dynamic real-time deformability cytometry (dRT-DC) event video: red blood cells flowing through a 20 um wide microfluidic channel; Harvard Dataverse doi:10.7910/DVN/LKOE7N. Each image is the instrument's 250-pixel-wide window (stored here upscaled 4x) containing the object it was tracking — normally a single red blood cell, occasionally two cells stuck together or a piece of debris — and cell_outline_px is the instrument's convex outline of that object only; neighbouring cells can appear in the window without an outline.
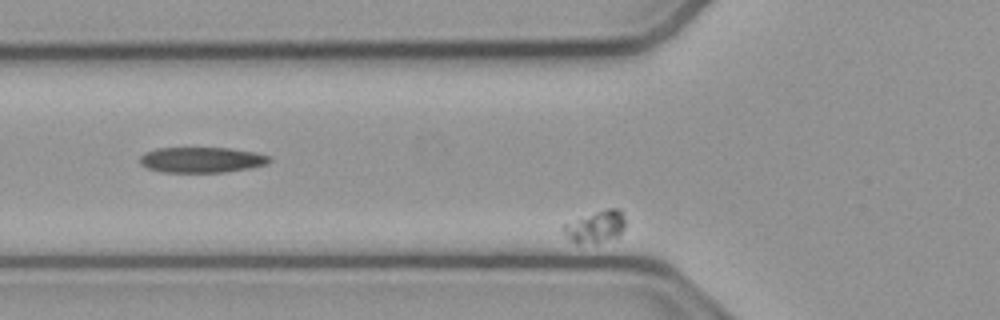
{"species": "common noctule bat (a hibernating species)", "species_latin": "Nyctalus noctula", "temperature_condition": "cold", "stored_images_in_passage": 35, "camera_frame_rate_fps": 3000, "um_per_image_px": 0.085, "animal": {"sex": "male", "body_mass_g": 23.1, "forearm_length_mm": 52.7}, "frame": {"image": 1, "passage_image": 4, "time_ms": 1.0, "image_size_px": [1000, 320], "cell_outline_px": [[624, 228], [620, 236], [596, 244], [576, 244], [560, 228], [564, 224], [596, 212], [608, 208], [620, 208], [624, 216]], "centroid_in_image_um": [50.66, 19.3], "position_along_channel_um": 75.1, "area_um2": 11.56}}
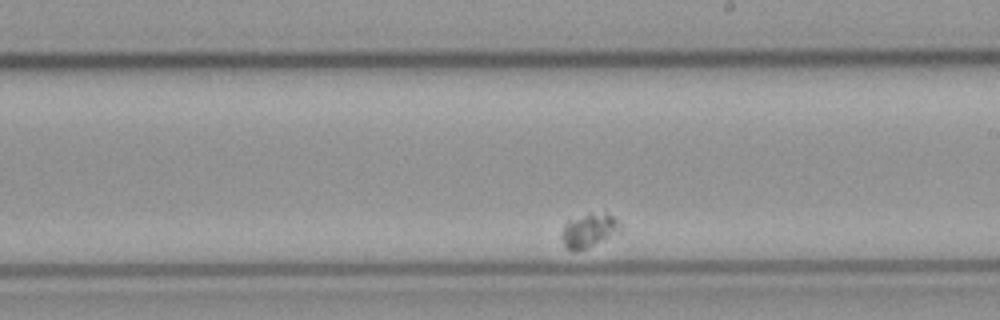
{"frame": {"image": 2, "passage_image": 21, "time_ms": 6.667, "image_size_px": [1000, 320], "cell_outline_px": [[624, 228], [620, 232], [576, 252], [572, 252], [564, 244], [560, 236], [564, 224], [568, 220], [588, 212], [608, 212]], "centroid_in_image_um": [50.06, 19.55], "position_along_channel_um": 238.9, "area_um2": 11.79}}
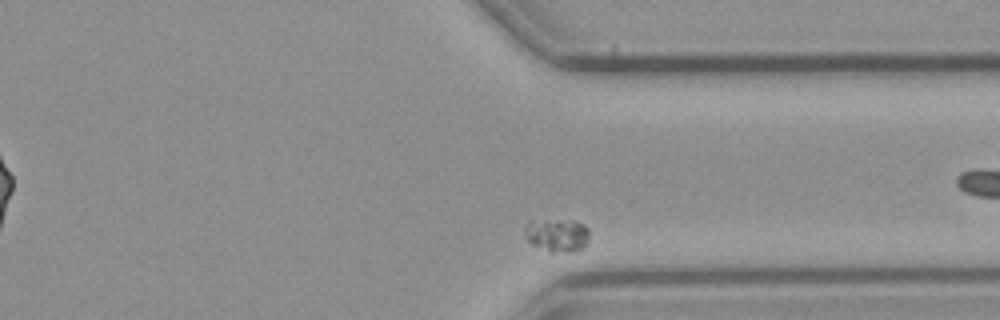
{"frame": {"image": 3, "passage_image": 33, "time_ms": 10.667, "image_size_px": [1000, 320], "cell_outline_px": [[588, 240], [580, 248], [572, 252], [548, 252], [532, 244], [524, 236], [524, 228], [528, 220], [572, 220], [584, 224], [588, 228]], "centroid_in_image_um": [47.31, 19.97], "position_along_channel_um": 364.1, "area_um2": 12.6}}